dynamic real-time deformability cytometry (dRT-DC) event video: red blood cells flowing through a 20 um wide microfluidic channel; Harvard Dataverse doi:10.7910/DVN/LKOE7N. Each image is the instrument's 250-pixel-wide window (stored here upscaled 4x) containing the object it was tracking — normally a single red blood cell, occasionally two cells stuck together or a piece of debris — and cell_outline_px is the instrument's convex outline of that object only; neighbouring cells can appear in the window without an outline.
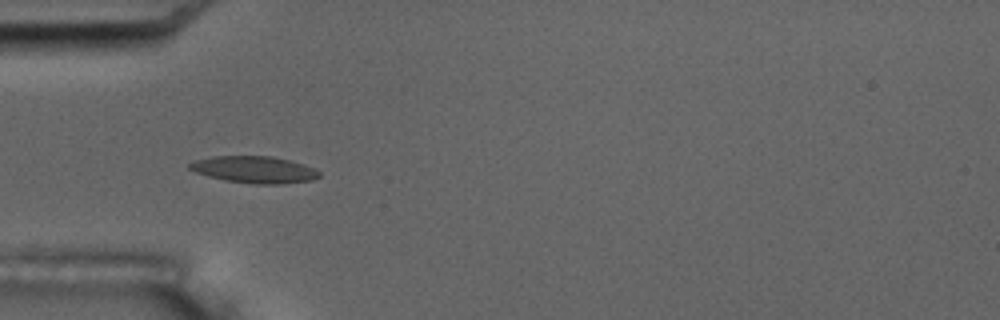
{"species": "common noctule bat (a hibernating species)", "species_latin": "Nyctalus noctula", "temperature_condition": "room temperature", "stored_images_in_passage": 5, "camera_frame_rate_fps": 3000, "um_per_image_px": 0.085, "animal": {"sex": "male", "body_mass_g": 17.5, "forearm_length_mm": 52.3}, "frame": {"image": 1, "passage_image": 4, "time_ms": 4.333, "image_size_px": [1000, 320], "cell_outline_px": [[320, 176], [312, 180], [280, 184], [256, 184], [224, 180], [208, 176], [196, 172], [188, 168], [188, 164], [196, 160], [212, 156], [272, 156], [292, 160], [304, 164], [320, 172]], "centroid_in_image_um": [21.62, 14.41], "position_along_channel_um": 63.4, "area_um2": 20.29}}